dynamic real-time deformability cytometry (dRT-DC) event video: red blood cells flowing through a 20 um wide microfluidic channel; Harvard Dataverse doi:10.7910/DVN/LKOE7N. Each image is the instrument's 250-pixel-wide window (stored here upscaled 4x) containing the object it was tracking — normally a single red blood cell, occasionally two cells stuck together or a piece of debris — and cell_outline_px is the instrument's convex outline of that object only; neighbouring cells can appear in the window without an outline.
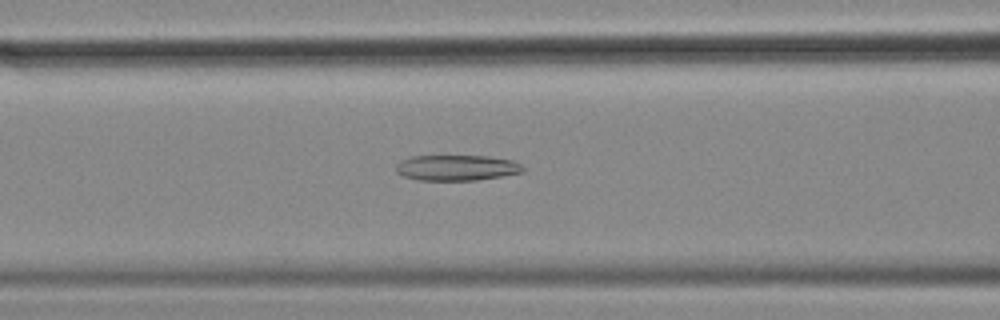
{"species": "common noctule bat (a hibernating species)", "species_latin": "Nyctalus noctula", "temperature_condition": "cold", "stored_images_in_passage": 57, "camera_frame_rate_fps": 3000, "um_per_image_px": 0.085, "animal": {"sex": "female", "body_mass_g": 18.4}, "frame": {"image": 1, "passage_image": 23, "time_ms": 7.333, "image_size_px": [1000, 320], "cell_outline_px": [[524, 172], [476, 180], [420, 180], [404, 176], [396, 172], [396, 164], [412, 156], [488, 156], [512, 160], [520, 164], [524, 168]], "centroid_in_image_um": [38.83, 14.26], "position_along_channel_um": 127.8, "area_um2": 18.79}}
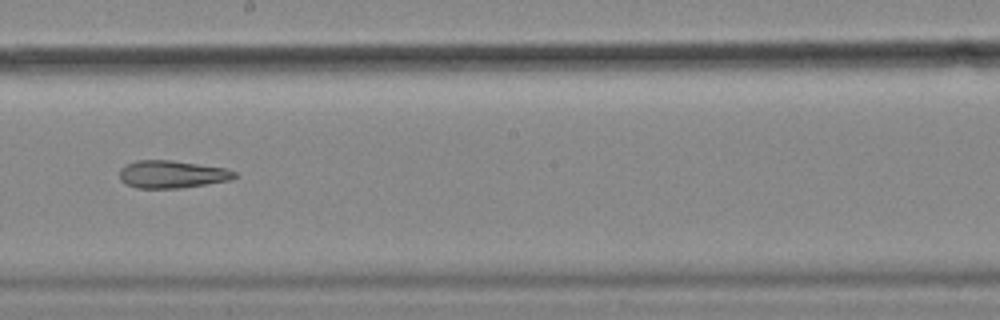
{"frame": {"image": 2, "passage_image": 32, "time_ms": 10.333, "image_size_px": [1000, 320], "cell_outline_px": [[240, 176], [232, 180], [180, 188], [136, 188], [120, 180], [120, 168], [136, 160], [172, 160], [224, 168], [236, 172]], "centroid_in_image_um": [14.65, 14.81], "position_along_channel_um": 233.5, "area_um2": 18.5}}
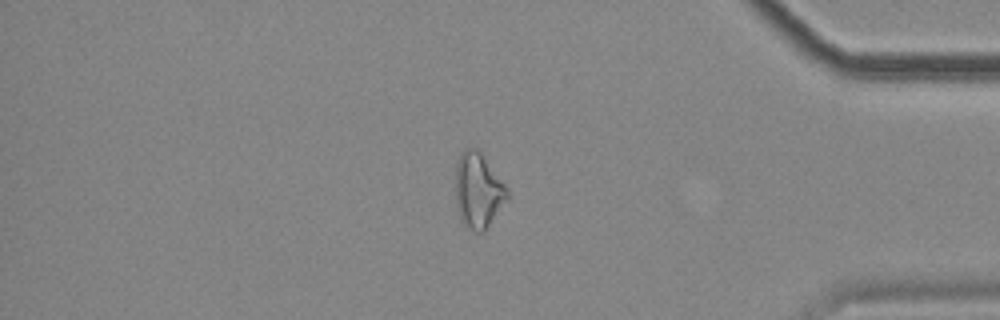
{"frame": {"image": 3, "passage_image": 48, "time_ms": 15.667, "image_size_px": [1000, 320], "cell_outline_px": [[508, 200], [484, 232], [472, 232], [460, 220], [456, 204], [456, 164], [460, 152], [464, 148], [472, 144], [480, 152], [508, 188]], "centroid_in_image_um": [40.64, 16.19], "position_along_channel_um": 394.6, "area_um2": 23.0}}